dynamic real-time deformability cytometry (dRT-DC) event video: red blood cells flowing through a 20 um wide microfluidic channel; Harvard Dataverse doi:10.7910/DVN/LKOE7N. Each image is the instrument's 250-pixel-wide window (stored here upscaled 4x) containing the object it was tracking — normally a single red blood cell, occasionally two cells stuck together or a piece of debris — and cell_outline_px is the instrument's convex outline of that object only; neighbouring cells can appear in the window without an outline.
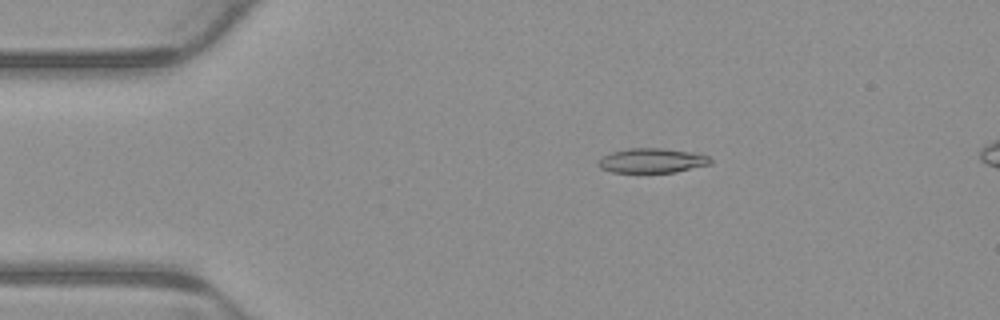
{"species": "common noctule bat (a hibernating species)", "species_latin": "Nyctalus noctula", "temperature_condition": "warm", "stored_images_in_passage": 7, "camera_frame_rate_fps": 3000, "um_per_image_px": 0.085, "animal": {"sex": "male", "body_mass_g": 23.1, "forearm_length_mm": 52.7}, "frame": {"image": 1, "passage_image": 3, "time_ms": 0.667, "image_size_px": [1000, 320], "cell_outline_px": [[712, 164], [676, 172], [612, 172], [600, 168], [596, 164], [604, 156], [612, 152], [628, 148], [664, 148], [688, 152], [708, 156], [712, 160]], "centroid_in_image_um": [55.42, 13.65], "position_along_channel_um": 29.6, "area_um2": 15.95}}
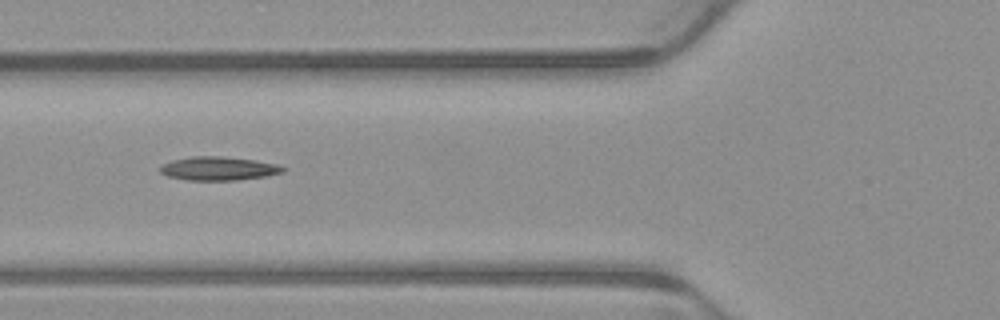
{"frame": {"image": 2, "passage_image": 6, "time_ms": 1.667, "image_size_px": [1000, 320], "cell_outline_px": [[288, 168], [284, 172], [264, 176], [236, 180], [188, 180], [168, 176], [160, 172], [160, 164], [172, 160], [192, 156], [220, 156], [252, 160], [276, 164]], "centroid_in_image_um": [18.55, 14.32], "position_along_channel_um": 107.3, "area_um2": 16.82}}
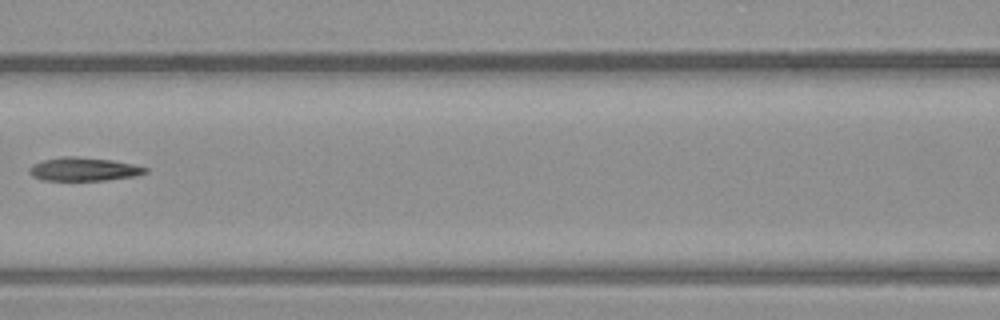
{"frame": {"image": 3, "passage_image": 7, "time_ms": 2.0, "image_size_px": [1000, 320], "cell_outline_px": [[148, 172], [136, 176], [104, 180], [44, 180], [32, 176], [28, 172], [28, 168], [32, 164], [44, 160], [60, 156], [76, 156], [112, 160], [132, 164], [148, 168]], "centroid_in_image_um": [7.1, 14.37], "position_along_channel_um": 159.5, "area_um2": 15.9}}